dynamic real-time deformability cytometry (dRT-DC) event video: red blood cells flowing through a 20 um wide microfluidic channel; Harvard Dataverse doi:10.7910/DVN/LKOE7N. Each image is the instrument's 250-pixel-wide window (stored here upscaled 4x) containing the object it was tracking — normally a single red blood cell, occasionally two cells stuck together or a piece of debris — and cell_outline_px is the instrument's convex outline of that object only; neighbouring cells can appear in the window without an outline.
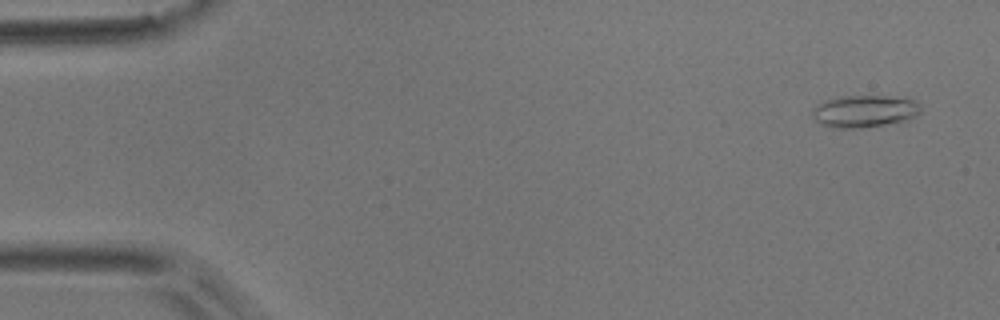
{"species": "common noctule bat (a hibernating species)", "species_latin": "Nyctalus noctula", "temperature_condition": "room temperature", "stored_images_in_passage": 4, "camera_frame_rate_fps": 3000, "um_per_image_px": 0.085, "animal": {"sex": "male", "body_mass_g": 17.9}, "frame": {"image": 1, "passage_image": 1, "time_ms": 0.0, "image_size_px": [1000, 320], "cell_outline_px": [[920, 112], [916, 116], [896, 124], [860, 128], [832, 128], [820, 124], [812, 116], [812, 108], [816, 104], [824, 100], [840, 96], [884, 96], [916, 100], [920, 104]], "centroid_in_image_um": [73.46, 9.47], "position_along_channel_um": 11.5, "area_um2": 20.75}}
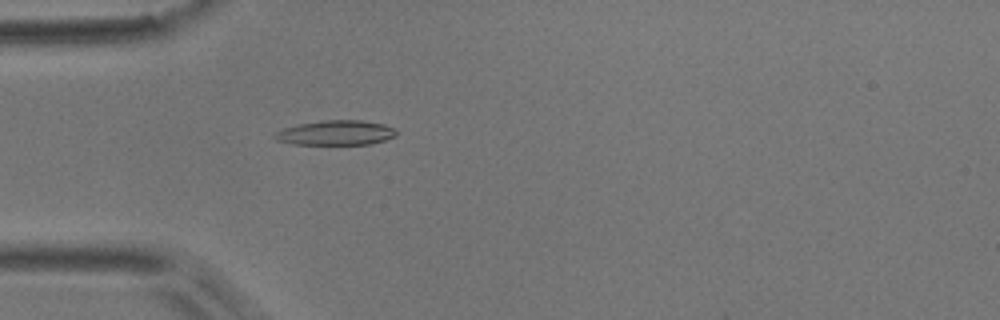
{"frame": {"image": 2, "passage_image": 4, "time_ms": 4.333, "image_size_px": [1000, 320], "cell_outline_px": [[396, 136], [372, 144], [292, 144], [276, 140], [272, 136], [276, 132], [284, 128], [300, 124], [324, 120], [360, 120], [384, 124], [392, 128], [396, 132]], "centroid_in_image_um": [28.53, 11.29], "position_along_channel_um": 56.5, "area_um2": 17.4}}